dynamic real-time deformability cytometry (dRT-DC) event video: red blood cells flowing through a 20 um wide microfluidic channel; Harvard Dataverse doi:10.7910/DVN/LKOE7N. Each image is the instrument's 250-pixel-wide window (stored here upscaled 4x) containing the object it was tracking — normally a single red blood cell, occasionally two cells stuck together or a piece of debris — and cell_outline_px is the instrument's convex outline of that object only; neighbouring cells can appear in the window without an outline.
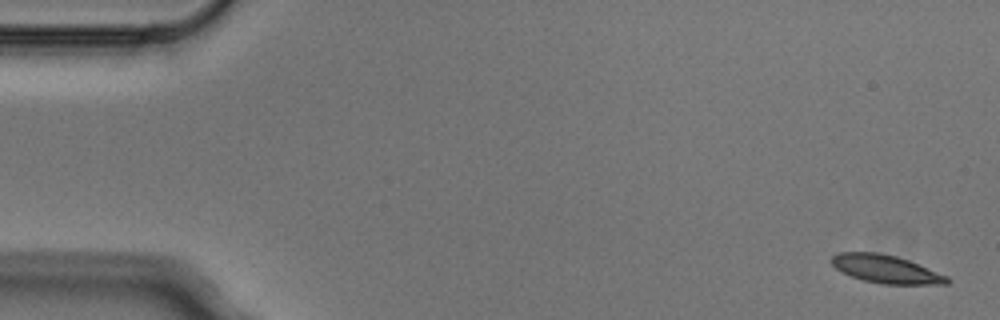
{"species": "Egyptian fruit bat (a non-hibernating species)", "species_latin": "Rousettus aegyptiacus", "temperature_condition": "cold", "stored_images_in_passage": 5, "camera_frame_rate_fps": 3000, "um_per_image_px": 0.085, "animal": {"sex": "male"}, "frame": {"image": 1, "passage_image": 1, "time_ms": 0.0, "image_size_px": [1000, 320], "cell_outline_px": [[952, 280], [948, 284], [880, 284], [864, 280], [852, 276], [836, 268], [828, 260], [836, 252], [876, 252], [896, 256], [908, 260], [948, 276]], "centroid_in_image_um": [75.3, 22.86], "position_along_channel_um": 9.7, "area_um2": 18.9}}
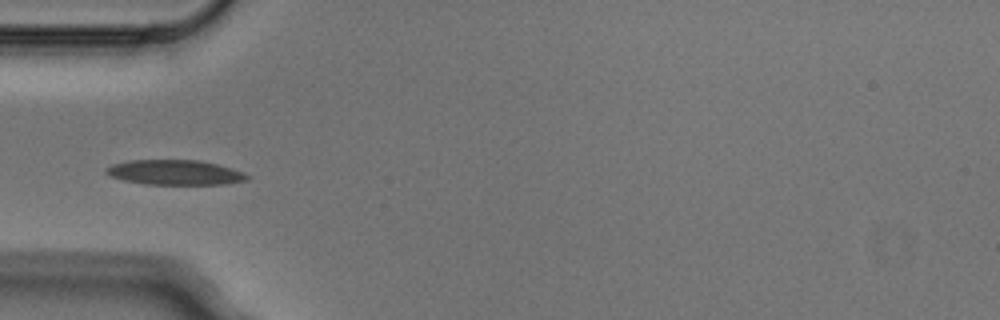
{"frame": {"image": 2, "passage_image": 5, "time_ms": 1.333, "image_size_px": [1000, 320], "cell_outline_px": [[248, 180], [224, 184], [144, 184], [124, 180], [108, 176], [104, 172], [104, 168], [112, 164], [128, 160], [200, 160], [232, 168], [244, 172], [248, 176]], "centroid_in_image_um": [14.82, 14.65], "position_along_channel_um": 70.2, "area_um2": 20.58}}